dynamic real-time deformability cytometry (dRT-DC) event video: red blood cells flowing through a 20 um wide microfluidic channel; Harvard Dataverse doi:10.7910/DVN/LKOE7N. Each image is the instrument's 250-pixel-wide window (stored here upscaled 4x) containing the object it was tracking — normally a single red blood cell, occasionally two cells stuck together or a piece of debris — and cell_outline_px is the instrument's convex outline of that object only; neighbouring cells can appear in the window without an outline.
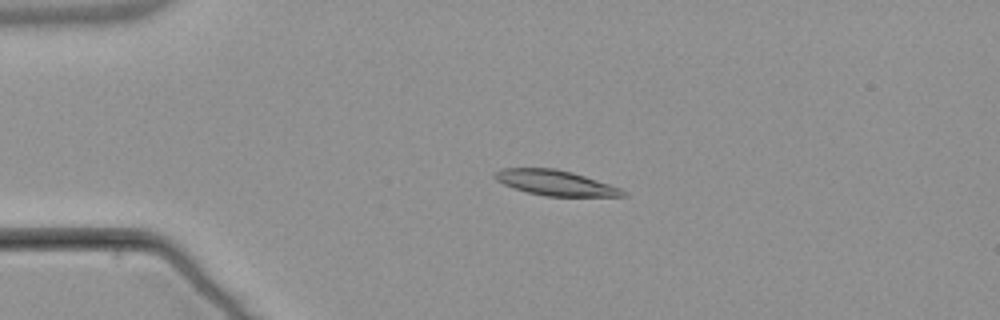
{"species": "common noctule bat (a hibernating species)", "species_latin": "Nyctalus noctula", "temperature_condition": "warm", "stored_images_in_passage": 4, "camera_frame_rate_fps": 3000, "um_per_image_px": 0.085, "animal": {"sex": "male", "body_mass_g": 21.5, "forearm_length_mm": 52.0}, "frame": {"image": 1, "passage_image": 3, "time_ms": 3.333, "image_size_px": [1000, 320], "cell_outline_px": [[628, 196], [544, 196], [528, 192], [504, 184], [496, 180], [492, 176], [500, 168], [556, 168], [572, 172], [620, 188], [628, 192]], "centroid_in_image_um": [47.2, 15.54], "position_along_channel_um": 37.8, "area_um2": 18.67}}